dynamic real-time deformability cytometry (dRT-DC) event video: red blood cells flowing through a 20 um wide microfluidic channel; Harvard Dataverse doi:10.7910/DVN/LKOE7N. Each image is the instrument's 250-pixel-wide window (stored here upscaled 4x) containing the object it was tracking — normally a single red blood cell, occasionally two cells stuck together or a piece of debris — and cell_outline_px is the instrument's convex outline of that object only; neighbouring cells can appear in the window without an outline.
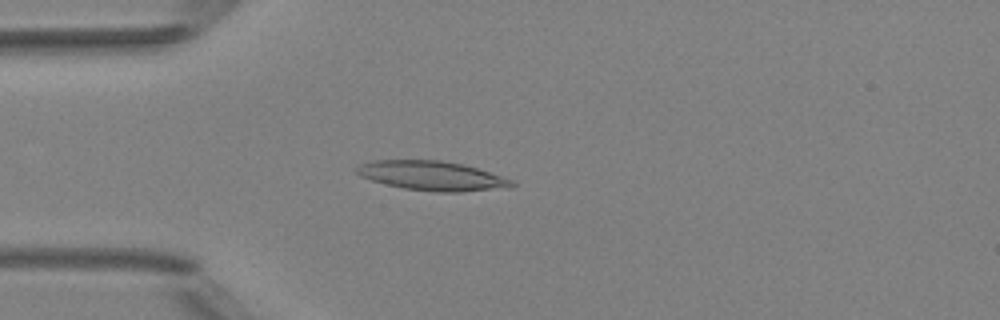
{"species": "Egyptian fruit bat (a non-hibernating species)", "species_latin": "Rousettus aegyptiacus", "temperature_condition": "room temperature", "stored_images_in_passage": 4, "camera_frame_rate_fps": 3000, "um_per_image_px": 0.085, "animal": {"sex": "female"}, "frame": {"image": 1, "passage_image": 3, "time_ms": 3.333, "image_size_px": [1000, 320], "cell_outline_px": [[516, 184], [508, 188], [460, 192], [436, 192], [404, 188], [372, 180], [360, 176], [356, 172], [356, 168], [360, 164], [376, 160], [440, 160], [464, 164], [512, 180]], "centroid_in_image_um": [36.73, 14.94], "position_along_channel_um": 48.3, "area_um2": 26.36}}